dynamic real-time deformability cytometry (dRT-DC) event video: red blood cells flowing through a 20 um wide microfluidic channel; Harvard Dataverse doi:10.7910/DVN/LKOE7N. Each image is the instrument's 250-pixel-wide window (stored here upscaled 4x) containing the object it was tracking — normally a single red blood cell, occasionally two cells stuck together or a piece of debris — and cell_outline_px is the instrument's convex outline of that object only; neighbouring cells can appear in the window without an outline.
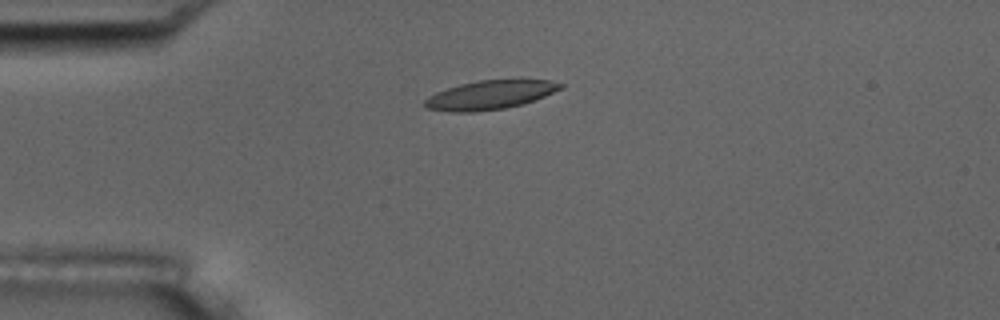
{"species": "common noctule bat (a hibernating species)", "species_latin": "Nyctalus noctula", "temperature_condition": "room temperature", "stored_images_in_passage": 12, "camera_frame_rate_fps": 3000, "um_per_image_px": 0.085, "animal": {"sex": "male", "body_mass_g": 17.5, "forearm_length_mm": 52.3}, "frame": {"image": 1, "passage_image": 1, "time_ms": 0.0, "image_size_px": [1000, 320], "cell_outline_px": [[564, 88], [544, 96], [520, 104], [504, 108], [476, 112], [448, 112], [424, 108], [424, 100], [428, 96], [436, 92], [460, 84], [480, 80], [548, 80], [564, 84]], "centroid_in_image_um": [41.6, 8.08], "position_along_channel_um": 43.4, "area_um2": 22.72}, "authors_computed_cell_mechanics": {"area_um2": 22.8599, "velocity_mm_per_s": 3.6634, "shape_relaxation_time_tau1_ms": 5.8305, "shape_relaxation_time_tau2_ms": null, "deformation_change_tau1": 0.1364, "deformation_change_tau2": null}}